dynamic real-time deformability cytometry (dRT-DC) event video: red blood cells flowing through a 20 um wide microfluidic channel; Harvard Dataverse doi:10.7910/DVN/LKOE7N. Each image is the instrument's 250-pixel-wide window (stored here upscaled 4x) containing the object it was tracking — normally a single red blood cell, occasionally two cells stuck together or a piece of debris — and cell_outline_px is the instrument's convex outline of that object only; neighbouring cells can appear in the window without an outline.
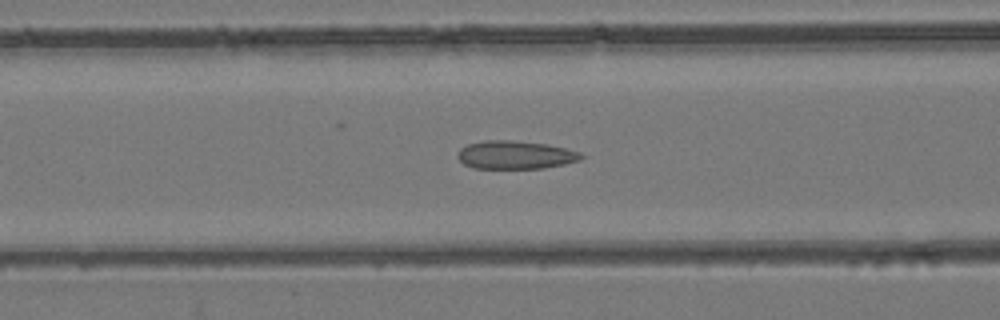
{"species": "common noctule bat (a hibernating species)", "species_latin": "Nyctalus noctula", "temperature_condition": "room temperature", "stored_images_in_passage": 34, "camera_frame_rate_fps": 3000, "um_per_image_px": 0.085, "animal": {"sex": "female", "body_mass_g": 24.6, "forearm_length_mm": 56.2}, "frame": {"image": 1, "passage_image": 11, "time_ms": 3.333, "image_size_px": [1000, 320], "cell_outline_px": [[584, 156], [580, 160], [564, 164], [544, 168], [472, 168], [464, 164], [456, 156], [460, 148], [468, 144], [484, 140], [508, 140], [544, 144], [564, 148], [580, 152]], "centroid_in_image_um": [43.77, 13.17], "position_along_channel_um": 122.8, "area_um2": 20.17}}
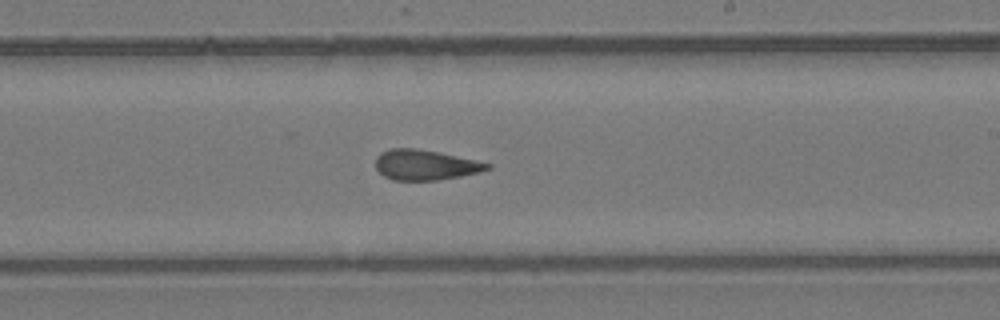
{"frame": {"image": 2, "passage_image": 21, "time_ms": 6.667, "image_size_px": [1000, 320], "cell_outline_px": [[492, 168], [480, 172], [460, 176], [436, 180], [392, 180], [384, 176], [376, 168], [376, 156], [380, 152], [392, 148], [416, 148], [476, 160], [492, 164]], "centroid_in_image_um": [36.14, 14.02], "position_along_channel_um": 252.9, "area_um2": 19.59}}
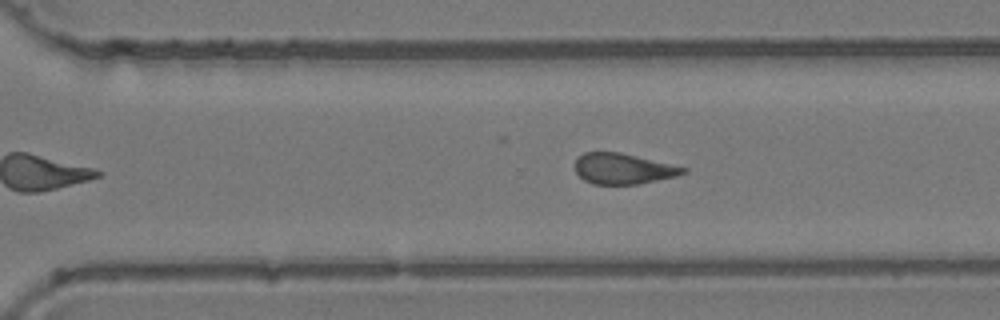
{"frame": {"image": 3, "passage_image": 26, "time_ms": 8.333, "image_size_px": [1000, 320], "cell_outline_px": [[688, 172], [676, 176], [636, 184], [592, 184], [584, 180], [576, 172], [576, 160], [584, 152], [620, 152], [688, 168]], "centroid_in_image_um": [52.97, 14.34], "position_along_channel_um": 317.6, "area_um2": 19.13}}